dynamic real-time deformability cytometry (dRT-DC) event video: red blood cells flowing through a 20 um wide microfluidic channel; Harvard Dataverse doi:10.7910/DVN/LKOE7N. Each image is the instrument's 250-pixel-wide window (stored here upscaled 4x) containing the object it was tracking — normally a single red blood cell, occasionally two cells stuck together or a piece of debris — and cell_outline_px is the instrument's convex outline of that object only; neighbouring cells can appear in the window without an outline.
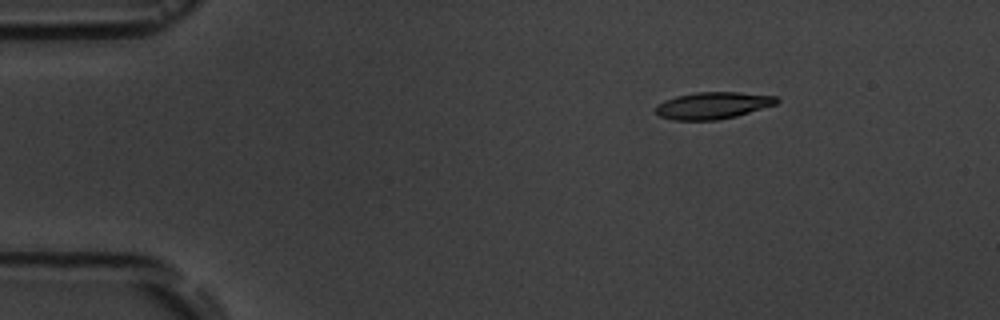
{"species": "common noctule bat (a hibernating species)", "species_latin": "Nyctalus noctula", "temperature_condition": "room temperature", "stored_images_in_passage": 9, "camera_frame_rate_fps": 3000, "um_per_image_px": 0.085, "animal": {"sex": "male", "body_mass_g": 19.5, "forearm_length_mm": 54.6}, "frame": {"image": 1, "passage_image": 1, "time_ms": 0.0, "image_size_px": [1000, 320], "cell_outline_px": [[780, 100], [776, 104], [736, 116], [716, 120], [672, 120], [660, 116], [656, 112], [656, 104], [664, 100], [676, 96], [696, 92], [740, 92], [776, 96]], "centroid_in_image_um": [60.58, 8.96], "position_along_channel_um": 24.4, "area_um2": 18.96}}
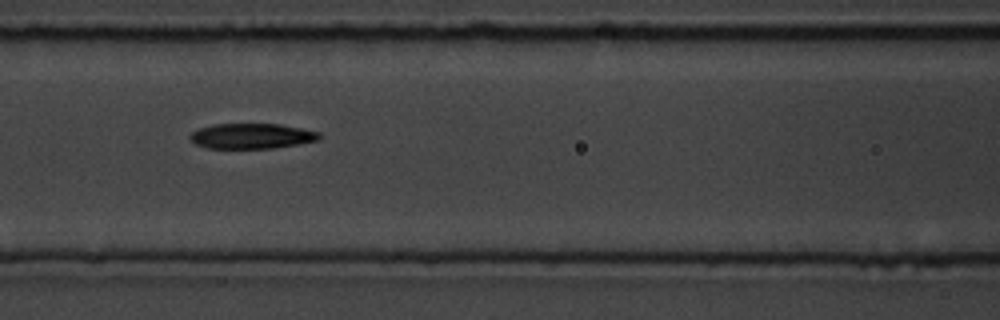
{"frame": {"image": 2, "passage_image": 6, "time_ms": 5.333, "image_size_px": [1000, 320], "cell_outline_px": [[320, 140], [272, 148], [208, 148], [196, 144], [188, 136], [192, 132], [200, 128], [212, 124], [280, 124], [320, 132]], "centroid_in_image_um": [21.39, 11.56], "position_along_channel_um": 145.2, "area_um2": 18.9}}
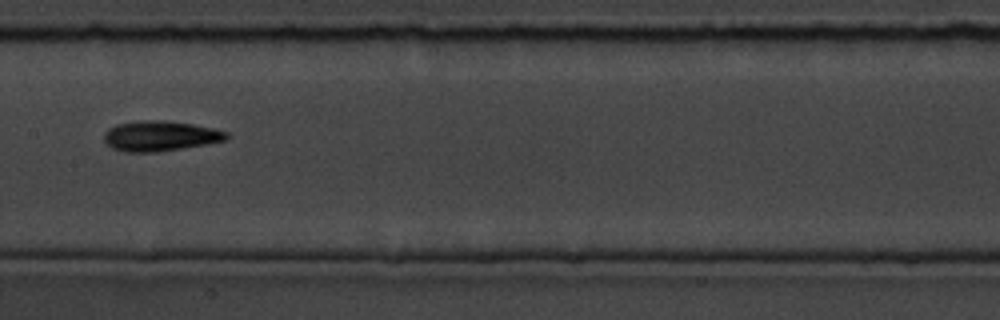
{"frame": {"image": 3, "passage_image": 7, "time_ms": 6.667, "image_size_px": [1000, 320], "cell_outline_px": [[228, 136], [224, 140], [184, 148], [156, 152], [124, 152], [112, 148], [104, 140], [104, 132], [108, 128], [116, 124], [144, 120], [164, 120], [192, 124], [212, 128], [228, 132]], "centroid_in_image_um": [13.57, 11.56], "position_along_channel_um": 193.8, "area_um2": 21.44}}